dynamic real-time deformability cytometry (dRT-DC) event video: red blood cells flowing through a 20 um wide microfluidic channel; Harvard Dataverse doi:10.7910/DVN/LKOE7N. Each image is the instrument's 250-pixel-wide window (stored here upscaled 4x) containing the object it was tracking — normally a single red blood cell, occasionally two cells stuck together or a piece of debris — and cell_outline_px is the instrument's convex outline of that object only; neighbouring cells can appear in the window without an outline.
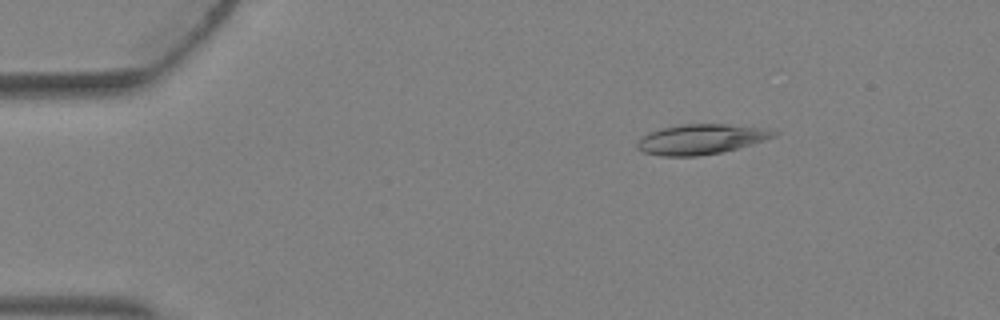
{"species": "Egyptian fruit bat (a non-hibernating species)", "species_latin": "Rousettus aegyptiacus", "temperature_condition": "warm", "stored_images_in_passage": 4, "camera_frame_rate_fps": 3000, "um_per_image_px": 0.085, "animal": {"sex": "female"}, "frame": {"image": 1, "passage_image": 1, "time_ms": 0.0, "image_size_px": [1000, 320], "cell_outline_px": [[780, 132], [776, 136], [764, 140], [736, 148], [720, 152], [696, 156], [660, 156], [644, 152], [636, 148], [636, 144], [648, 132], [660, 128], [680, 124], [728, 124], [760, 128]], "centroid_in_image_um": [59.54, 11.83], "position_along_channel_um": 25.5, "area_um2": 23.7}}
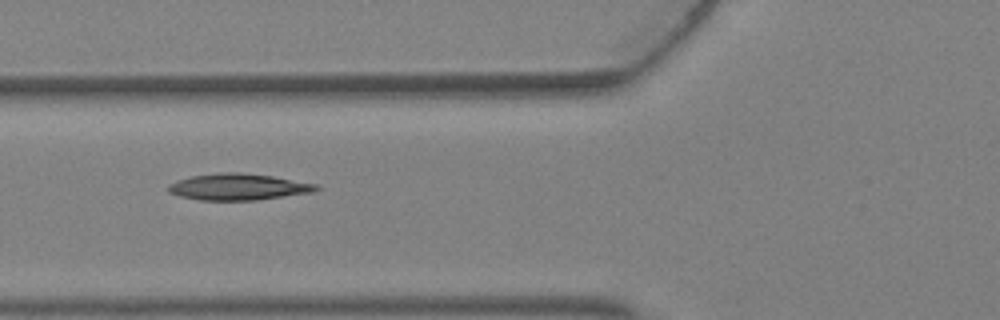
{"frame": {"image": 2, "passage_image": 4, "time_ms": 1.0, "image_size_px": [1000, 320], "cell_outline_px": [[320, 188], [312, 192], [256, 200], [200, 200], [180, 196], [168, 192], [168, 184], [192, 176], [220, 172], [240, 172], [272, 176], [316, 184]], "centroid_in_image_um": [20.23, 15.88], "position_along_channel_um": 105.6, "area_um2": 22.54}}